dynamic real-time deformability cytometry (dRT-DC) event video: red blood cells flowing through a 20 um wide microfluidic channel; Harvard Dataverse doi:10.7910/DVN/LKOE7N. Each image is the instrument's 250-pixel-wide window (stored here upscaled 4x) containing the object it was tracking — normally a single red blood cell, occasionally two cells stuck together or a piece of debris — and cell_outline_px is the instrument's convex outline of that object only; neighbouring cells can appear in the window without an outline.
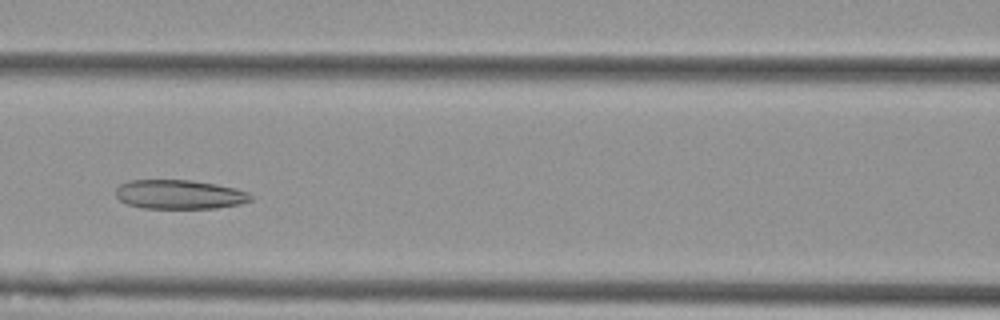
{"species": "Egyptian fruit bat (a non-hibernating species)", "species_latin": "Rousettus aegyptiacus", "temperature_condition": "cold", "stored_images_in_passage": 6, "camera_frame_rate_fps": 3000, "um_per_image_px": 0.085, "animal": {"sex": "female"}, "frame": {"image": 1, "passage_image": 5, "time_ms": 1.333, "image_size_px": [1000, 320], "cell_outline_px": [[252, 200], [240, 204], [216, 208], [140, 208], [128, 204], [120, 200], [116, 196], [116, 188], [120, 184], [132, 180], [188, 180], [216, 184], [236, 188], [248, 192], [252, 196]], "centroid_in_image_um": [15.26, 16.53], "position_along_channel_um": 151.3, "area_um2": 22.95}}
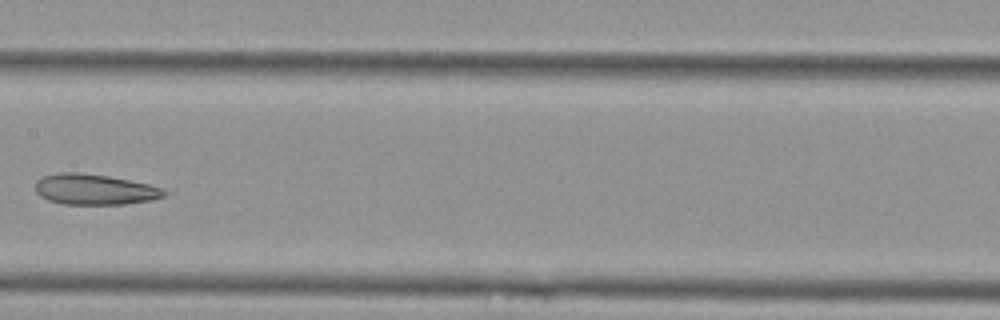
{"frame": {"image": 2, "passage_image": 6, "time_ms": 1.667, "image_size_px": [1000, 320], "cell_outline_px": [[168, 192], [164, 196], [152, 200], [124, 204], [64, 204], [48, 200], [40, 196], [36, 192], [36, 180], [44, 176], [56, 172], [76, 172], [108, 176], [148, 184], [164, 188]], "centroid_in_image_um": [8.04, 16.1], "position_along_channel_um": 199.4, "area_um2": 23.0}}